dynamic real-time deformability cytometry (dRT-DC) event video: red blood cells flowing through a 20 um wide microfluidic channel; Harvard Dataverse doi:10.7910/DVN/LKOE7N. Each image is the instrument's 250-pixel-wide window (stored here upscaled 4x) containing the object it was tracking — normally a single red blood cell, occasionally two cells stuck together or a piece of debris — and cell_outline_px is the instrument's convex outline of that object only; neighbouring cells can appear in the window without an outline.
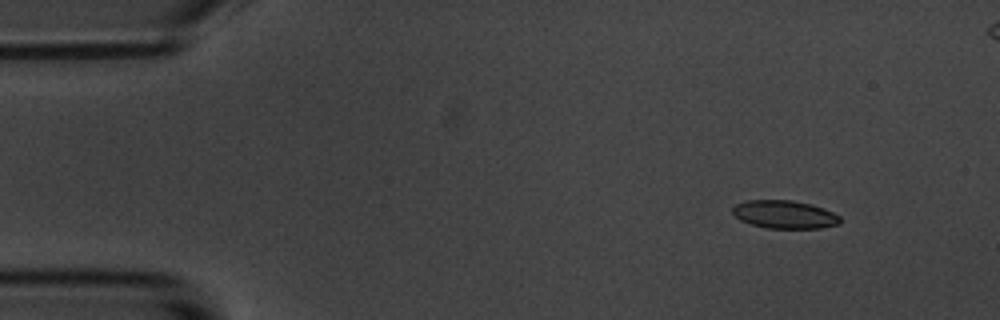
{"species": "common noctule bat (a hibernating species)", "species_latin": "Nyctalus noctula", "temperature_condition": "room temperature", "stored_images_in_passage": 4, "camera_frame_rate_fps": 3000, "um_per_image_px": 0.085, "animal": {"sex": "male", "body_mass_g": 20.1, "forearm_length_mm": 53.5}, "frame": {"image": 1, "passage_image": 1, "time_ms": 0.0, "image_size_px": [1000, 320], "cell_outline_px": [[840, 224], [820, 228], [768, 228], [752, 224], [740, 220], [732, 212], [732, 208], [736, 204], [744, 200], [792, 200], [812, 204], [824, 208], [840, 216]], "centroid_in_image_um": [66.69, 18.22], "position_along_channel_um": 18.3, "area_um2": 17.63}}
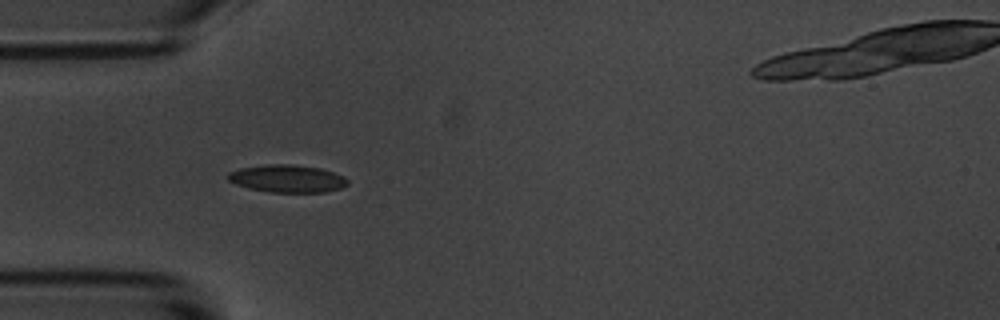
{"frame": {"image": 2, "passage_image": 4, "time_ms": 3.667, "image_size_px": [1000, 320], "cell_outline_px": [[348, 184], [340, 188], [324, 192], [268, 192], [248, 188], [236, 184], [228, 180], [228, 172], [240, 168], [268, 164], [292, 164], [320, 168], [344, 176], [348, 180]], "centroid_in_image_um": [24.41, 15.18], "position_along_channel_um": 60.6, "area_um2": 19.19}}